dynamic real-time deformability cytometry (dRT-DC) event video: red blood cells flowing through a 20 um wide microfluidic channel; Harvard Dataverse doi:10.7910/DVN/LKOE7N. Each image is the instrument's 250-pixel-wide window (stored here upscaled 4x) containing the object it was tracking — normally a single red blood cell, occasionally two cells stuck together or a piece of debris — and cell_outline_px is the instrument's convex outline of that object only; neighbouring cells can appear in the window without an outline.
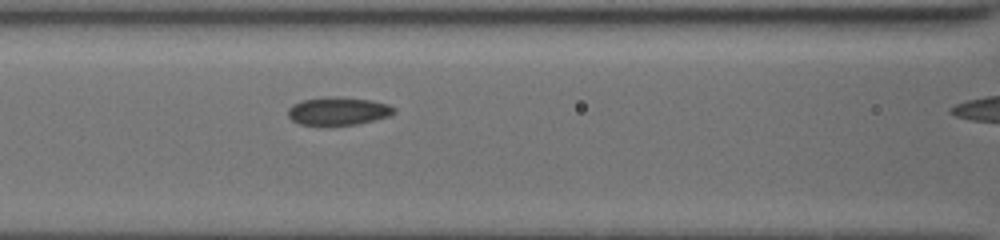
{"species": "common noctule bat (a hibernating species)", "species_latin": "Nyctalus noctula", "temperature_condition": "cold", "stored_images_in_passage": 10, "segment_of_instrument_passage": [1, 2], "camera_frame_rate_fps": 3000, "um_per_image_px": 0.085, "animal": {"sex": "female", "body_mass_g": 19.5, "forearm_length_mm": 54.1}, "frame": {"image": 1, "passage_image": 9, "time_ms": 4.0, "image_size_px": [1000, 240], "cell_outline_px": [[396, 112], [388, 116], [356, 124], [328, 128], [316, 128], [300, 124], [292, 120], [288, 116], [288, 108], [292, 104], [300, 100], [324, 96], [332, 96], [372, 100], [388, 104], [396, 108]], "centroid_in_image_um": [28.67, 9.48], "position_along_channel_um": 137.9, "area_um2": 18.21}}